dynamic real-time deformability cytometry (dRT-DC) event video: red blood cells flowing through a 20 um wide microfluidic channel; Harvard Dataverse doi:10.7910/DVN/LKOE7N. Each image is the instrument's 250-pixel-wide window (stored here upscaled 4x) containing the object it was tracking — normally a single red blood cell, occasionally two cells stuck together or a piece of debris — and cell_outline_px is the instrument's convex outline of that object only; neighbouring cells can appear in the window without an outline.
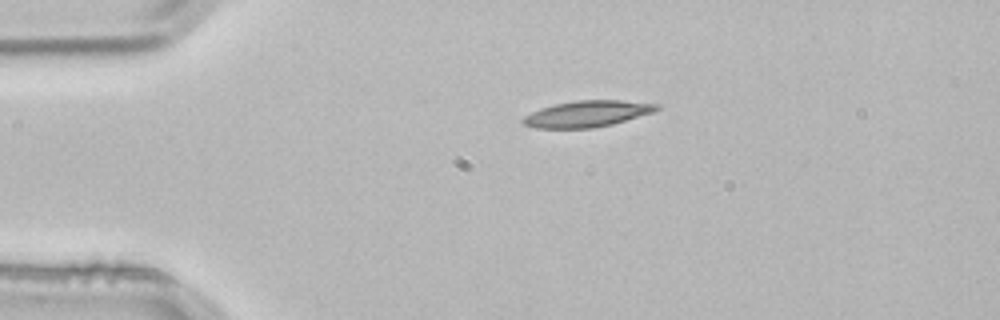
{"species": "common noctule bat (a hibernating species)", "species_latin": "Nyctalus noctula", "temperature_condition": "room temperature", "stored_images_in_passage": 2, "camera_frame_rate_fps": 3000, "um_per_image_px": 0.085, "animal": {"sex": "male", "body_mass_g": 21.5, "forearm_length_mm": 52.0}, "frame": {"image": 1, "passage_image": 1, "time_ms": 0.0, "image_size_px": [1000, 320], "cell_outline_px": [[660, 108], [656, 112], [612, 124], [592, 128], [536, 128], [524, 124], [520, 120], [524, 116], [540, 108], [556, 104], [576, 100], [620, 100], [660, 104]], "centroid_in_image_um": [49.95, 9.67], "position_along_channel_um": 35.1, "area_um2": 20.52}}